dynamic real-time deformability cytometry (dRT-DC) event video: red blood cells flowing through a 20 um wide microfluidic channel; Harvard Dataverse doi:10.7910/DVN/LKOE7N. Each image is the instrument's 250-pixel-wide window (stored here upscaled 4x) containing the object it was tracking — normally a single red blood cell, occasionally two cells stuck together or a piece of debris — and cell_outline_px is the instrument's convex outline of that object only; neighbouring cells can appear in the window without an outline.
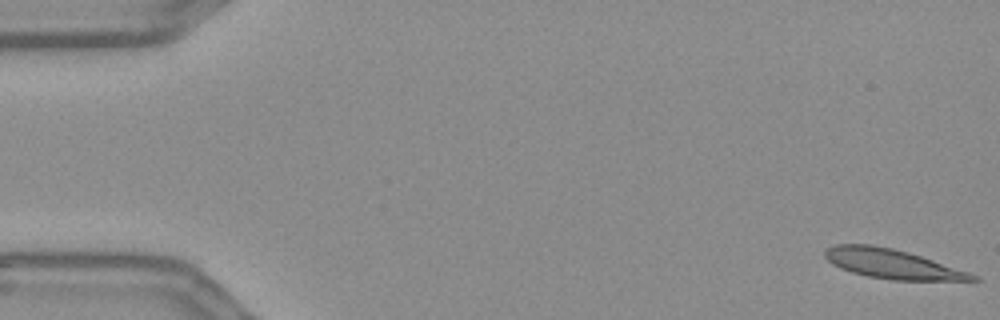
{"species": "Egyptian fruit bat (a non-hibernating species)", "species_latin": "Rousettus aegyptiacus", "temperature_condition": "warm", "stored_images_in_passage": 55, "camera_frame_rate_fps": 3000, "um_per_image_px": 0.085, "frame": {"image": 1, "passage_image": 1, "time_ms": 0.0, "image_size_px": [1000, 320], "cell_outline_px": [[980, 280], [892, 280], [868, 276], [852, 272], [840, 268], [832, 264], [824, 256], [824, 252], [828, 248], [836, 244], [872, 244], [892, 248], [908, 252], [980, 276]], "centroid_in_image_um": [75.79, 22.42], "position_along_channel_um": 9.2, "area_um2": 25.03}}
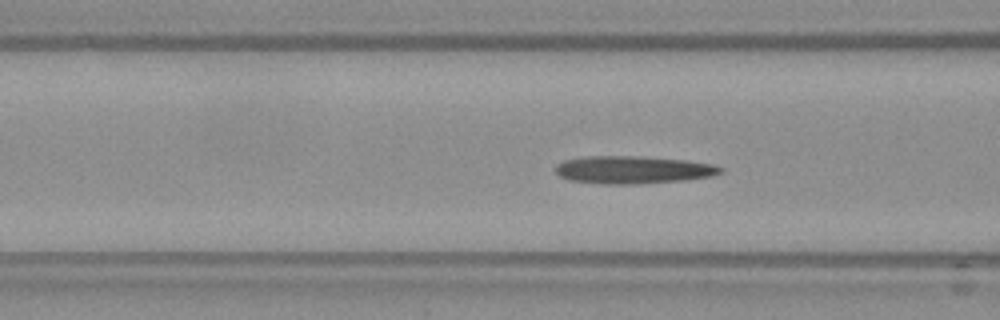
{"frame": {"image": 2, "passage_image": 21, "time_ms": 6.667, "image_size_px": [1000, 320], "cell_outline_px": [[724, 172], [712, 176], [684, 180], [640, 184], [604, 184], [568, 180], [560, 176], [556, 172], [556, 164], [564, 160], [584, 156], [640, 156], [684, 160], [712, 164], [724, 168]], "centroid_in_image_um": [53.8, 14.43], "position_along_channel_um": 112.8, "area_um2": 26.76}}
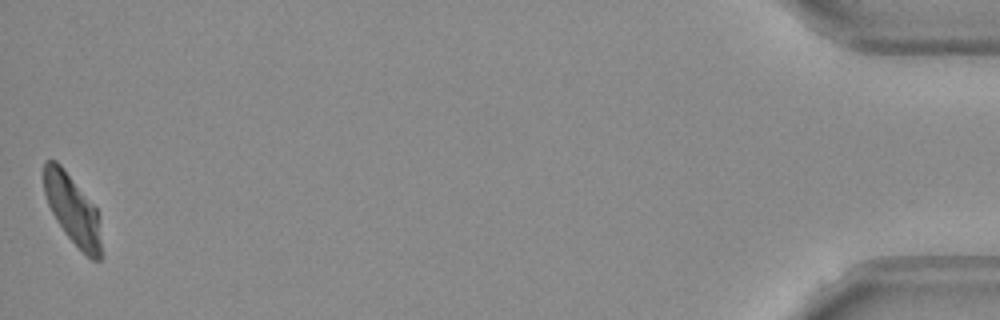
{"frame": {"image": 3, "passage_image": 55, "time_ms": 18.0, "image_size_px": [1000, 320], "cell_outline_px": [[100, 260], [92, 260], [64, 232], [56, 220], [48, 204], [44, 192], [44, 160], [56, 160], [64, 168], [96, 208], [100, 216]], "centroid_in_image_um": [6.16, 17.77], "position_along_channel_um": 429.0, "area_um2": 22.89}, "authors_computed_cell_mechanics": {"area_um2": 25.721, "velocity_mm_per_s": 3.6386, "shape_relaxation_time_tau1_ms": null, "shape_relaxation_time_tau2_ms": 6.0851, "deformation_change_tau1": null, "deformation_change_tau2": 0.1328}}